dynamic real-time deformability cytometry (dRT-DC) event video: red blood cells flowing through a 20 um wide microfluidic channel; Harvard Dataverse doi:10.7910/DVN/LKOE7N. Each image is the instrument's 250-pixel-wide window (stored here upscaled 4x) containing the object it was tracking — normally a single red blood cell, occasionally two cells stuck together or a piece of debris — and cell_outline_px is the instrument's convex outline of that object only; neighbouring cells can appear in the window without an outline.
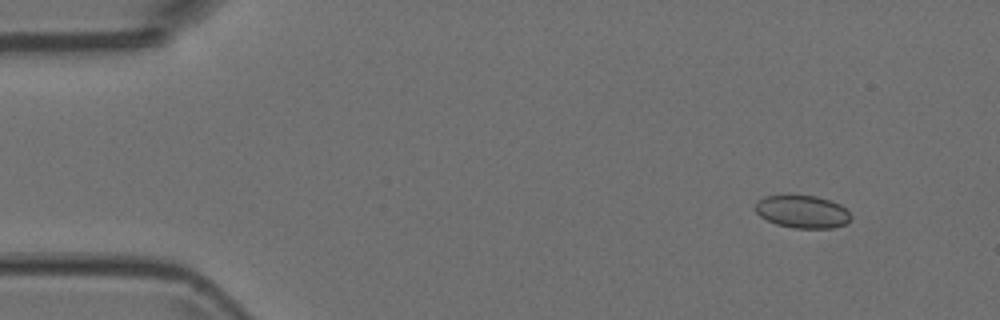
{"species": "Egyptian fruit bat (a non-hibernating species)", "species_latin": "Rousettus aegyptiacus", "temperature_condition": "room temperature", "stored_images_in_passage": 9, "camera_frame_rate_fps": 3000, "um_per_image_px": 0.085, "animal": {"sex": "female"}, "frame": {"image": 1, "passage_image": 1, "time_ms": 0.0, "image_size_px": [1000, 320], "cell_outline_px": [[852, 220], [844, 224], [832, 228], [796, 228], [776, 224], [760, 216], [756, 212], [756, 204], [764, 196], [788, 192], [816, 196], [832, 200], [848, 208], [852, 216]], "centroid_in_image_um": [68.23, 17.94], "position_along_channel_um": 16.8, "area_um2": 18.96}}
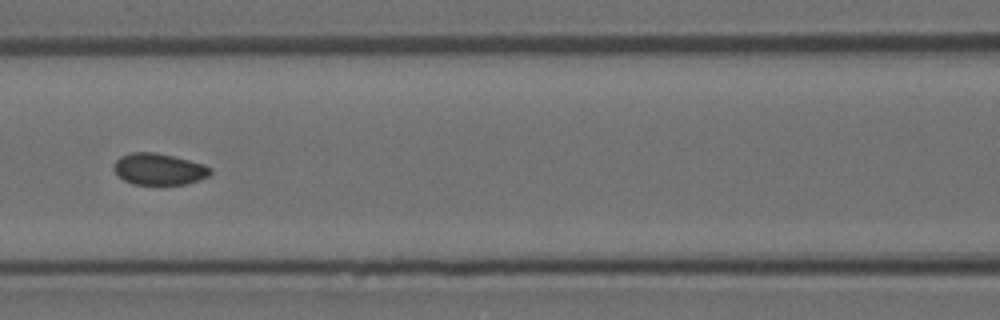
{"frame": {"image": 2, "passage_image": 6, "time_ms": 1.667, "image_size_px": [1000, 320], "cell_outline_px": [[212, 172], [208, 176], [184, 184], [132, 184], [124, 180], [112, 168], [112, 164], [120, 156], [132, 152], [156, 152], [204, 164], [212, 168]], "centroid_in_image_um": [13.48, 14.36], "position_along_channel_um": 153.1, "area_um2": 17.63}}
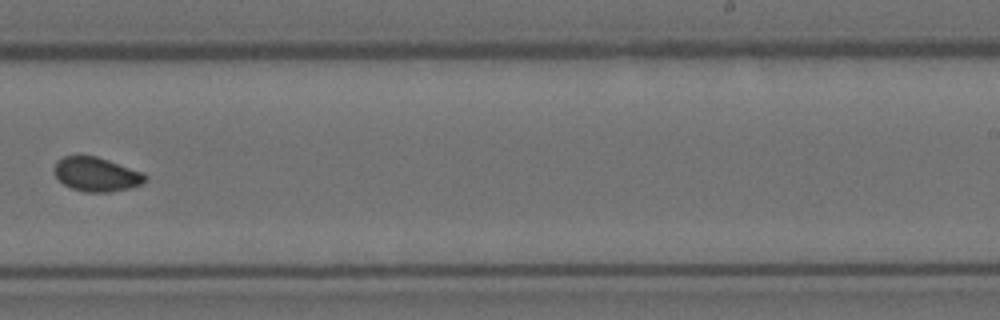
{"frame": {"image": 3, "passage_image": 9, "time_ms": 2.667, "image_size_px": [1000, 320], "cell_outline_px": [[148, 180], [140, 184], [128, 188], [108, 192], [84, 192], [72, 188], [64, 184], [52, 172], [52, 168], [56, 160], [64, 156], [96, 156], [144, 172], [148, 176]], "centroid_in_image_um": [8.18, 14.81], "position_along_channel_um": 280.8, "area_um2": 18.21}}